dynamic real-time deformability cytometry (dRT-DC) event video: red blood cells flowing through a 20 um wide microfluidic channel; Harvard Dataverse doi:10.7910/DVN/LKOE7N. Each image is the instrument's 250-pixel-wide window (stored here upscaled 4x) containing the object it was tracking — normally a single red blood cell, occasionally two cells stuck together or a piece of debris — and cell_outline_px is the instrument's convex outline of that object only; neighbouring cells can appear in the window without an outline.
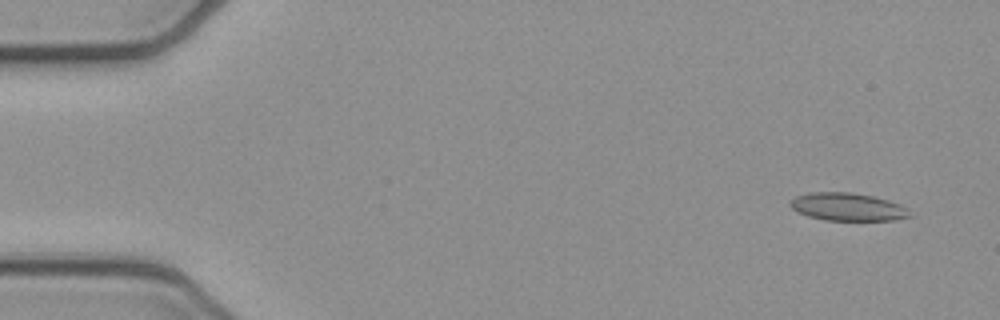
{"species": "common noctule bat (a hibernating species)", "species_latin": "Nyctalus noctula", "temperature_condition": "cold", "stored_images_in_passage": 50, "camera_frame_rate_fps": 3000, "um_per_image_px": 0.085, "animal": {"sex": "female", "body_mass_g": 21.9}, "frame": {"image": 1, "passage_image": 1, "time_ms": 0.0, "image_size_px": [1000, 320], "cell_outline_px": [[912, 216], [896, 220], [824, 220], [808, 216], [796, 212], [788, 204], [796, 196], [808, 192], [852, 192], [872, 196], [888, 200], [900, 204], [908, 208]], "centroid_in_image_um": [72.05, 17.58], "position_along_channel_um": 12.9, "area_um2": 19.54}}
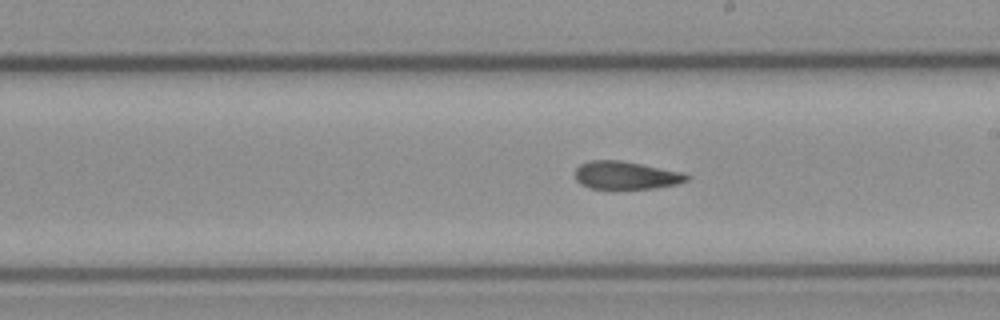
{"frame": {"image": 2, "passage_image": 27, "time_ms": 8.667, "image_size_px": [1000, 320], "cell_outline_px": [[692, 176], [688, 180], [676, 184], [656, 188], [608, 192], [588, 188], [580, 184], [576, 180], [576, 168], [580, 164], [592, 160], [620, 160], [684, 172]], "centroid_in_image_um": [53.19, 14.96], "position_along_channel_um": 235.8, "area_um2": 19.13}}
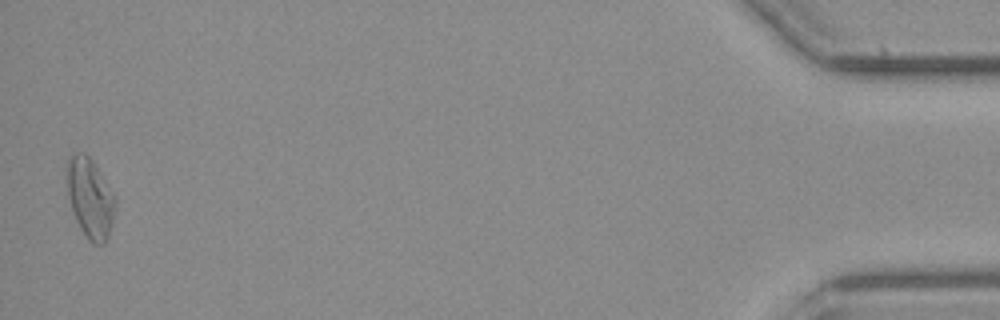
{"frame": {"image": 3, "passage_image": 49, "time_ms": 16.0, "image_size_px": [1000, 320], "cell_outline_px": [[116, 208], [112, 224], [108, 236], [104, 244], [96, 244], [88, 240], [80, 228], [76, 220], [68, 196], [64, 172], [64, 168], [68, 156], [76, 152], [84, 152], [92, 160], [116, 196]], "centroid_in_image_um": [7.63, 16.78], "position_along_channel_um": 427.6, "area_um2": 23.0}, "authors_computed_cell_mechanics": {"area_um2": 19.4786, "velocity_mm_per_s": 3.9294, "shape_relaxation_time_tau1_ms": null, "shape_relaxation_time_tau2_ms": 6.2248, "deformation_change_tau1": null, "deformation_change_tau2": 0.1221}}